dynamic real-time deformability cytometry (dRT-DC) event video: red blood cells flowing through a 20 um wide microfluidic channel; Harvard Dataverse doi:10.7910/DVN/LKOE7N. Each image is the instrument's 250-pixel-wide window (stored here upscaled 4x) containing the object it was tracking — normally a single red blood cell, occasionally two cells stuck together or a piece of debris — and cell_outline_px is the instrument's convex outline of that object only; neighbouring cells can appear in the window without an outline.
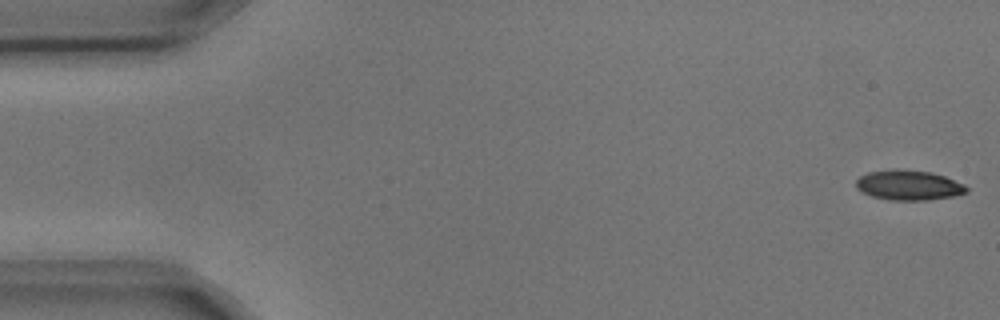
{"species": "common noctule bat (a hibernating species)", "species_latin": "Nyctalus noctula", "temperature_condition": "cold", "stored_images_in_passage": 5, "camera_frame_rate_fps": 3000, "um_per_image_px": 0.085, "animal": {"sex": "male", "body_mass_g": 17.9, "forearm_length_mm": 54.2}, "frame": {"image": 1, "passage_image": 1, "time_ms": 0.0, "image_size_px": [1000, 320], "cell_outline_px": [[968, 192], [952, 196], [928, 200], [888, 200], [872, 196], [856, 188], [856, 180], [860, 176], [868, 172], [896, 168], [932, 172], [944, 176], [964, 184], [968, 188]], "centroid_in_image_um": [77.23, 15.73], "position_along_channel_um": 7.8, "area_um2": 19.36}}